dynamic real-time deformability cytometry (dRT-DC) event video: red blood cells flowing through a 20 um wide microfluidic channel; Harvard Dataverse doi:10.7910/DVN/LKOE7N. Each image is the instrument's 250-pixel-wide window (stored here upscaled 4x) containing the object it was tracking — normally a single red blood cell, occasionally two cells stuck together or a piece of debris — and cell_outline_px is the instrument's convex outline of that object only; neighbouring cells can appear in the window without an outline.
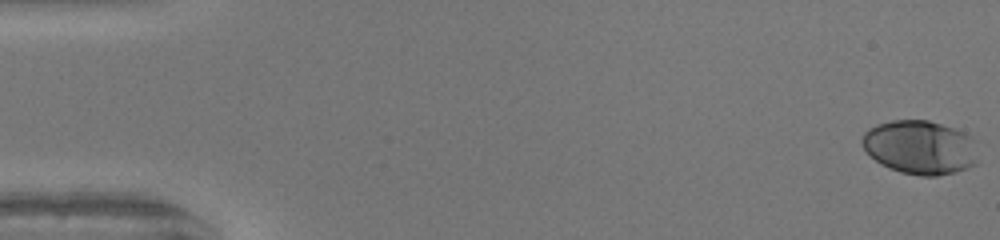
{"species": "human", "species_latin": "Homo sapiens", "temperature_condition": "warm", "stored_images_in_passage": 51, "camera_frame_rate_fps": 3000, "um_per_image_px": 0.085, "donor": {"sex": "female"}, "frame": {"image": 1, "passage_image": 1, "time_ms": 0.0, "image_size_px": [1000, 240], "cell_outline_px": [[976, 164], [968, 168], [956, 172], [936, 176], [920, 176], [900, 172], [888, 168], [880, 164], [860, 144], [860, 140], [864, 132], [868, 128], [876, 124], [892, 120], [928, 120], [964, 132], [972, 136], [976, 160]], "centroid_in_image_um": [78.16, 12.52], "position_along_channel_um": 6.8, "area_um2": 36.47}}
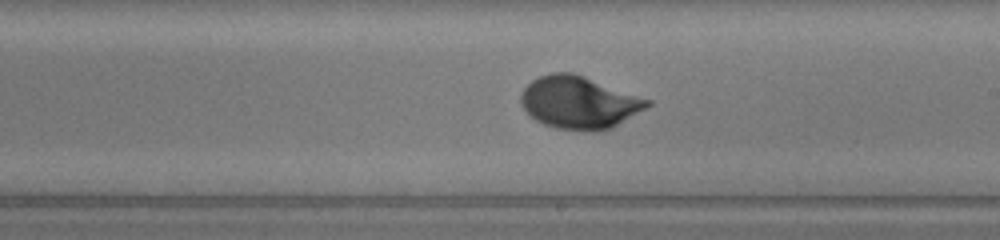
{"frame": {"image": 2, "passage_image": 30, "time_ms": 9.667, "image_size_px": [1000, 240], "cell_outline_px": [[652, 104], [612, 128], [592, 132], [556, 128], [544, 124], [536, 120], [520, 104], [520, 96], [524, 88], [532, 80], [540, 76], [552, 72], [572, 72], [584, 76], [652, 100]], "centroid_in_image_um": [49.23, 8.71], "position_along_channel_um": 239.8, "area_um2": 38.55}}
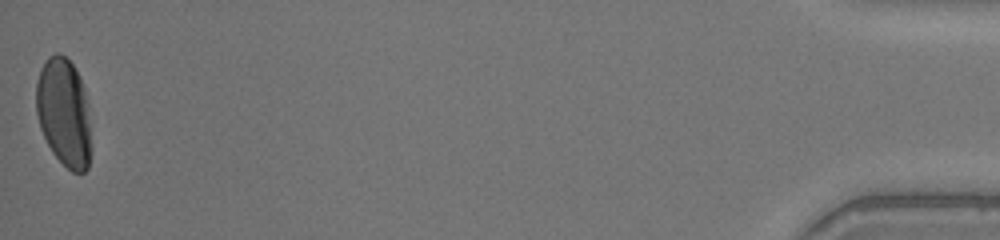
{"frame": {"image": 3, "passage_image": 51, "time_ms": 16.667, "image_size_px": [1000, 240], "cell_outline_px": [[92, 148], [88, 168], [84, 172], [72, 172], [52, 152], [40, 128], [36, 112], [36, 84], [40, 68], [48, 56], [56, 52], [60, 52], [72, 64], [80, 76], [84, 88], [88, 104]], "centroid_in_image_um": [5.45, 9.56], "position_along_channel_um": 429.8, "area_um2": 35.14}, "authors_computed_cell_mechanics": {"area_um2": 35.9516, "velocity_mm_per_s": 4.1462, "shape_relaxation_time_tau1_ms": 2.988, "shape_relaxation_time_tau2_ms": null, "deformation_change_tau1": 0.1668, "deformation_change_tau2": null}}